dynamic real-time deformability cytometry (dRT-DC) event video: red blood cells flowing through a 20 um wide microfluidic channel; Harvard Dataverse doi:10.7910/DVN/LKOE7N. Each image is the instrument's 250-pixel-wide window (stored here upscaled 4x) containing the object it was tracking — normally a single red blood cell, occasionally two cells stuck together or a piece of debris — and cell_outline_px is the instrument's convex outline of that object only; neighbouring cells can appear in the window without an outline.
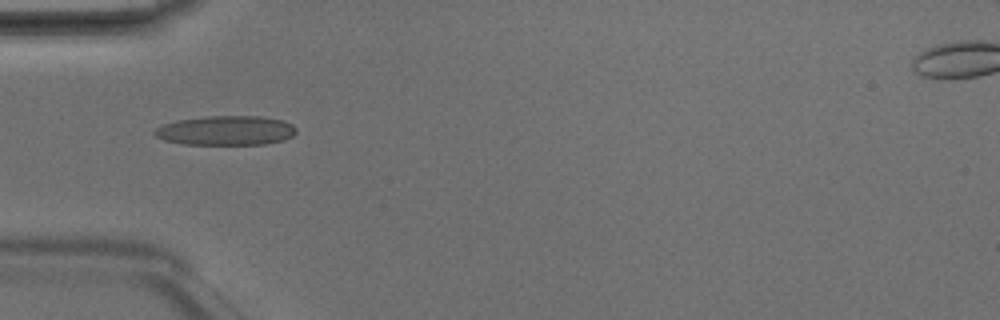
{"species": "Egyptian fruit bat (a non-hibernating species)", "species_latin": "Rousettus aegyptiacus", "temperature_condition": "room temperature", "stored_images_in_passage": 6, "camera_frame_rate_fps": 3000, "um_per_image_px": 0.085, "animal": {"sex": "male"}, "frame": {"image": 1, "passage_image": 4, "time_ms": 1.0, "image_size_px": [1000, 320], "cell_outline_px": [[296, 132], [292, 136], [284, 140], [264, 144], [184, 144], [164, 140], [156, 136], [152, 132], [156, 128], [164, 124], [176, 120], [212, 116], [260, 116], [284, 120], [292, 124], [296, 128]], "centroid_in_image_um": [19.22, 11.09], "position_along_channel_um": 65.8, "area_um2": 24.28}}